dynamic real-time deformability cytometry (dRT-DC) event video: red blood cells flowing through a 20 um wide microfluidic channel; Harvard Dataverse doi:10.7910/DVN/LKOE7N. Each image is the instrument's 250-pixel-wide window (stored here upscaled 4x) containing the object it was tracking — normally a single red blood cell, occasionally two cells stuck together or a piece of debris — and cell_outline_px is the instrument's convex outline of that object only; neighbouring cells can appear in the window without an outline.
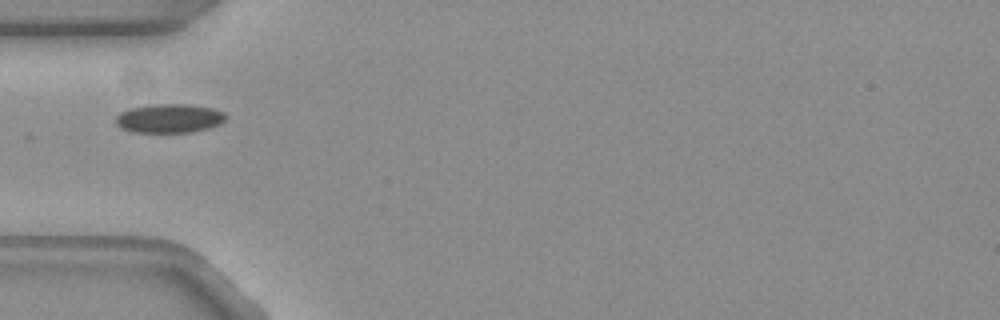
{"species": "common noctule bat (a hibernating species)", "species_latin": "Nyctalus noctula", "temperature_condition": "warm", "stored_images_in_passage": 11, "camera_frame_rate_fps": 3000, "um_per_image_px": 0.085, "animal": {"sex": "female", "body_mass_g": 19.3, "forearm_length_mm": 54.1}, "frame": {"image": 1, "passage_image": 1, "time_ms": 0.0, "image_size_px": [1000, 320], "cell_outline_px": [[224, 120], [220, 124], [208, 128], [192, 132], [136, 132], [120, 128], [116, 124], [116, 116], [120, 112], [128, 108], [148, 104], [188, 104], [212, 108], [224, 112]], "centroid_in_image_um": [14.35, 10.05], "position_along_channel_um": 70.7, "area_um2": 18.61}}
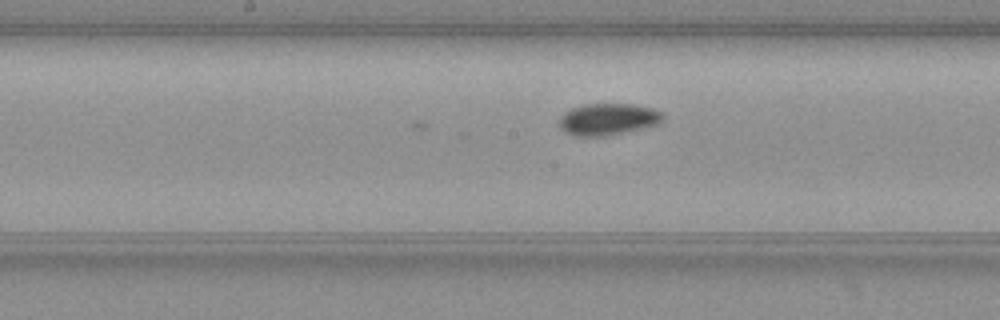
{"frame": {"image": 2, "passage_image": 11, "time_ms": 3.333, "image_size_px": [1000, 320], "cell_outline_px": [[664, 116], [656, 124], [620, 132], [600, 136], [580, 136], [568, 132], [560, 128], [560, 116], [564, 112], [572, 108], [584, 104], [632, 104], [652, 108], [664, 112]], "centroid_in_image_um": [51.66, 10.1], "position_along_channel_um": 196.5, "area_um2": 18.61}}